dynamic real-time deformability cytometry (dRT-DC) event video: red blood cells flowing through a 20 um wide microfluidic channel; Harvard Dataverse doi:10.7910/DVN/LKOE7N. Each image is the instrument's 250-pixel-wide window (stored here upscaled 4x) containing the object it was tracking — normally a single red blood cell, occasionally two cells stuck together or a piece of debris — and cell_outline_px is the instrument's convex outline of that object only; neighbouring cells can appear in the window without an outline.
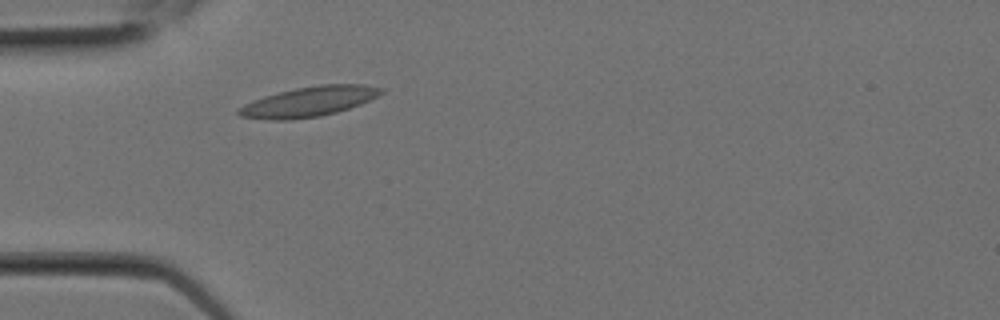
{"species": "Egyptian fruit bat (a non-hibernating species)", "species_latin": "Rousettus aegyptiacus", "temperature_condition": "room temperature", "stored_images_in_passage": 3, "camera_frame_rate_fps": 3000, "um_per_image_px": 0.085, "animal": {"sex": "female"}, "frame": {"image": 1, "passage_image": 3, "time_ms": 0.667, "image_size_px": [1000, 320], "cell_outline_px": [[384, 92], [360, 104], [336, 112], [320, 116], [288, 120], [268, 120], [240, 116], [236, 112], [236, 108], [252, 100], [264, 96], [296, 88], [320, 84], [364, 84], [384, 88]], "centroid_in_image_um": [26.22, 8.64], "position_along_channel_um": 58.8, "area_um2": 24.85}}